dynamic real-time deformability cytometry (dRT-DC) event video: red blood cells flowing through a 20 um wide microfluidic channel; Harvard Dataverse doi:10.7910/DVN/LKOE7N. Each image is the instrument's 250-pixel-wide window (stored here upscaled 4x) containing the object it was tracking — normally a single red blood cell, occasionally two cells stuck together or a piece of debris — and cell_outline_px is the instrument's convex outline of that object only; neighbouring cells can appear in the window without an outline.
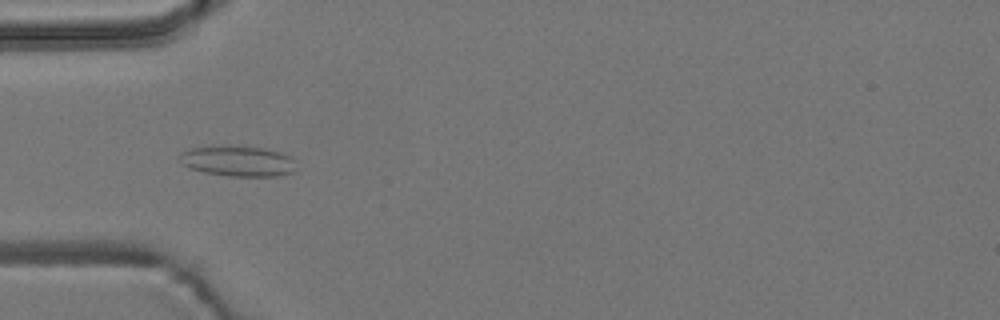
{"species": "common noctule bat (a hibernating species)", "species_latin": "Nyctalus noctula", "temperature_condition": "room temperature", "stored_images_in_passage": 55, "camera_frame_rate_fps": 3000, "um_per_image_px": 0.085, "animal": {"sex": "male", "body_mass_g": 19.2, "forearm_length_mm": 51.8}, "frame": {"image": 1, "passage_image": 17, "time_ms": 5.333, "image_size_px": [1000, 320], "cell_outline_px": [[296, 172], [276, 176], [232, 176], [204, 172], [192, 168], [184, 164], [180, 156], [180, 152], [188, 148], [224, 144], [228, 144], [264, 148], [280, 152], [288, 156], [292, 160]], "centroid_in_image_um": [20.21, 13.66], "position_along_channel_um": 64.8, "area_um2": 20.87}}
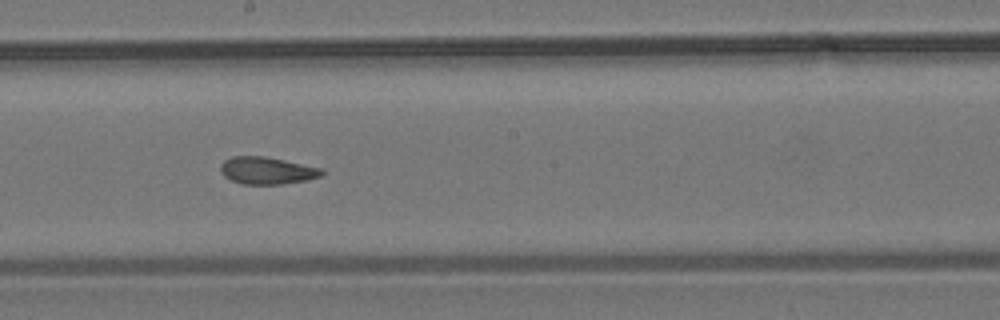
{"frame": {"image": 2, "passage_image": 30, "time_ms": 9.667, "image_size_px": [1000, 320], "cell_outline_px": [[324, 172], [320, 176], [308, 180], [280, 184], [240, 184], [224, 176], [220, 172], [220, 164], [224, 160], [232, 156], [264, 156], [284, 160], [320, 168]], "centroid_in_image_um": [22.64, 14.5], "position_along_channel_um": 225.6, "area_um2": 16.01}}
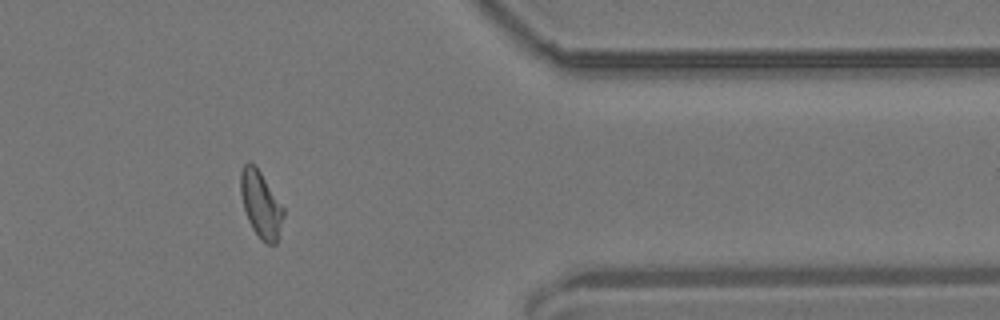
{"frame": {"image": 3, "passage_image": 45, "time_ms": 14.667, "image_size_px": [1000, 320], "cell_outline_px": [[284, 216], [276, 244], [264, 244], [260, 240], [252, 228], [248, 220], [244, 208], [240, 192], [240, 172], [244, 164], [248, 160], [256, 164], [284, 208]], "centroid_in_image_um": [22.16, 17.35], "position_along_channel_um": 389.2, "area_um2": 16.88}, "authors_computed_cell_mechanics": {"area_um2": 16.762, "velocity_mm_per_s": 3.7043, "shape_relaxation_time_tau1_ms": null, "shape_relaxation_time_tau2_ms": 2.0, "deformation_change_tau1": null, "deformation_change_tau2": 0.0917}}